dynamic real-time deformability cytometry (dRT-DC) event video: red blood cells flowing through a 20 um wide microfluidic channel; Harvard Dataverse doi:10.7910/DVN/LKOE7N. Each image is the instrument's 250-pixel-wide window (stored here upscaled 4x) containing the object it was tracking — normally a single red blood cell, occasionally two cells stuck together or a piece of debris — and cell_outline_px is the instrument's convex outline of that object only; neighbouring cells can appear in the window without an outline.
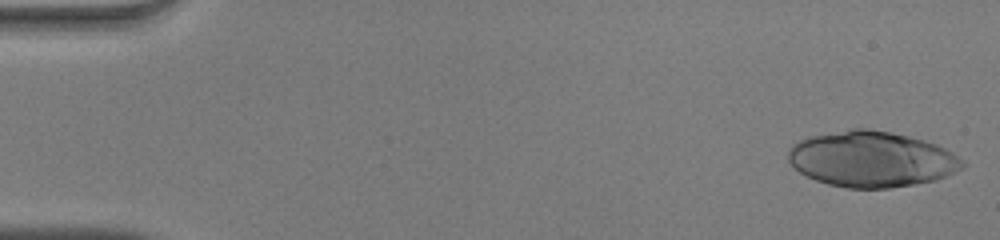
{"species": "human", "species_latin": "Homo sapiens", "temperature_condition": "warm", "stored_images_in_passage": 16, "camera_frame_rate_fps": 3000, "um_per_image_px": 0.085, "donor": {"sex": "male"}, "frame": {"image": 1, "passage_image": 1, "time_ms": 0.0, "image_size_px": [1000, 240], "cell_outline_px": [[964, 164], [960, 168], [948, 176], [936, 180], [916, 184], [888, 188], [848, 188], [828, 184], [816, 180], [800, 172], [788, 160], [788, 148], [792, 144], [808, 136], [848, 128], [868, 128], [908, 136], [924, 140], [936, 144], [952, 152], [964, 160]], "centroid_in_image_um": [74.07, 13.52], "position_along_channel_um": 10.9, "area_um2": 56.7}}
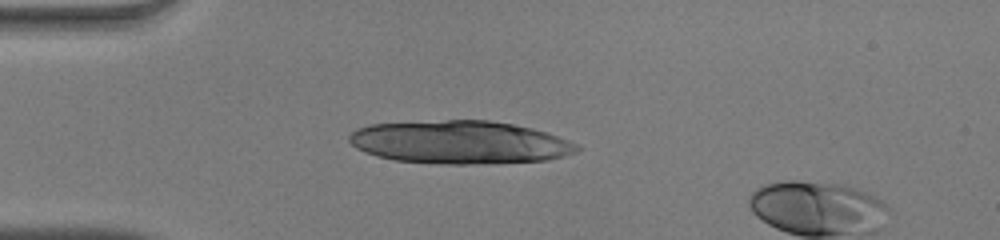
{"frame": {"image": 2, "passage_image": 13, "time_ms": 4.0, "image_size_px": [1000, 240], "cell_outline_px": [[580, 148], [576, 152], [564, 156], [548, 160], [484, 164], [444, 164], [396, 160], [376, 156], [364, 152], [356, 148], [348, 140], [348, 136], [356, 128], [368, 124], [444, 120], [488, 120], [512, 124], [532, 128], [568, 140], [576, 144]], "centroid_in_image_um": [39.05, 12.09], "position_along_channel_um": 45.9, "area_um2": 57.28}}